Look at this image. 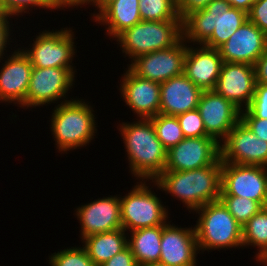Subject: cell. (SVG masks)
<instances>
[{"instance_id":"cell-17","label":"cell","mask_w":267,"mask_h":266,"mask_svg":"<svg viewBox=\"0 0 267 266\" xmlns=\"http://www.w3.org/2000/svg\"><path fill=\"white\" fill-rule=\"evenodd\" d=\"M75 215L81 225V239L122 228L119 196L103 197L76 209Z\"/></svg>"},{"instance_id":"cell-40","label":"cell","mask_w":267,"mask_h":266,"mask_svg":"<svg viewBox=\"0 0 267 266\" xmlns=\"http://www.w3.org/2000/svg\"><path fill=\"white\" fill-rule=\"evenodd\" d=\"M89 0H50L52 5L57 9H64L72 7H78L81 5H87ZM62 7V8H61Z\"/></svg>"},{"instance_id":"cell-5","label":"cell","mask_w":267,"mask_h":266,"mask_svg":"<svg viewBox=\"0 0 267 266\" xmlns=\"http://www.w3.org/2000/svg\"><path fill=\"white\" fill-rule=\"evenodd\" d=\"M195 212L200 215L194 227L199 251L243 247L242 226L220 200Z\"/></svg>"},{"instance_id":"cell-30","label":"cell","mask_w":267,"mask_h":266,"mask_svg":"<svg viewBox=\"0 0 267 266\" xmlns=\"http://www.w3.org/2000/svg\"><path fill=\"white\" fill-rule=\"evenodd\" d=\"M49 258L51 266H96L83 246L60 250Z\"/></svg>"},{"instance_id":"cell-25","label":"cell","mask_w":267,"mask_h":266,"mask_svg":"<svg viewBox=\"0 0 267 266\" xmlns=\"http://www.w3.org/2000/svg\"><path fill=\"white\" fill-rule=\"evenodd\" d=\"M165 226L141 228L130 232L128 246L138 266L159 263L162 230Z\"/></svg>"},{"instance_id":"cell-36","label":"cell","mask_w":267,"mask_h":266,"mask_svg":"<svg viewBox=\"0 0 267 266\" xmlns=\"http://www.w3.org/2000/svg\"><path fill=\"white\" fill-rule=\"evenodd\" d=\"M100 266H138L129 246Z\"/></svg>"},{"instance_id":"cell-21","label":"cell","mask_w":267,"mask_h":266,"mask_svg":"<svg viewBox=\"0 0 267 266\" xmlns=\"http://www.w3.org/2000/svg\"><path fill=\"white\" fill-rule=\"evenodd\" d=\"M223 63L218 49L203 44L197 48L187 45L184 74L202 90H213Z\"/></svg>"},{"instance_id":"cell-14","label":"cell","mask_w":267,"mask_h":266,"mask_svg":"<svg viewBox=\"0 0 267 266\" xmlns=\"http://www.w3.org/2000/svg\"><path fill=\"white\" fill-rule=\"evenodd\" d=\"M197 109L204 122L207 136L219 144L241 120V110L214 90H203Z\"/></svg>"},{"instance_id":"cell-24","label":"cell","mask_w":267,"mask_h":266,"mask_svg":"<svg viewBox=\"0 0 267 266\" xmlns=\"http://www.w3.org/2000/svg\"><path fill=\"white\" fill-rule=\"evenodd\" d=\"M126 231L116 229L113 231L94 234L83 238L82 245L96 266H100L128 246ZM128 236V237H127Z\"/></svg>"},{"instance_id":"cell-23","label":"cell","mask_w":267,"mask_h":266,"mask_svg":"<svg viewBox=\"0 0 267 266\" xmlns=\"http://www.w3.org/2000/svg\"><path fill=\"white\" fill-rule=\"evenodd\" d=\"M93 20L105 27L111 38H116L124 30L134 26L142 19L139 11V0H115L100 13L93 14Z\"/></svg>"},{"instance_id":"cell-22","label":"cell","mask_w":267,"mask_h":266,"mask_svg":"<svg viewBox=\"0 0 267 266\" xmlns=\"http://www.w3.org/2000/svg\"><path fill=\"white\" fill-rule=\"evenodd\" d=\"M203 90L184 73L160 84L159 113L177 116L196 109Z\"/></svg>"},{"instance_id":"cell-6","label":"cell","mask_w":267,"mask_h":266,"mask_svg":"<svg viewBox=\"0 0 267 266\" xmlns=\"http://www.w3.org/2000/svg\"><path fill=\"white\" fill-rule=\"evenodd\" d=\"M182 37V20H141L114 40L118 41L122 52L132 61L140 55L170 48Z\"/></svg>"},{"instance_id":"cell-8","label":"cell","mask_w":267,"mask_h":266,"mask_svg":"<svg viewBox=\"0 0 267 266\" xmlns=\"http://www.w3.org/2000/svg\"><path fill=\"white\" fill-rule=\"evenodd\" d=\"M74 39V32L70 28L55 32L44 30L33 40L31 49L21 50L35 68H67L75 75L72 66L76 54Z\"/></svg>"},{"instance_id":"cell-26","label":"cell","mask_w":267,"mask_h":266,"mask_svg":"<svg viewBox=\"0 0 267 266\" xmlns=\"http://www.w3.org/2000/svg\"><path fill=\"white\" fill-rule=\"evenodd\" d=\"M243 247H257L256 261L264 263L267 260V207L253 215L249 221L242 226Z\"/></svg>"},{"instance_id":"cell-37","label":"cell","mask_w":267,"mask_h":266,"mask_svg":"<svg viewBox=\"0 0 267 266\" xmlns=\"http://www.w3.org/2000/svg\"><path fill=\"white\" fill-rule=\"evenodd\" d=\"M11 17L0 11V62L3 59L4 50L7 51L5 48H7V44H9V36L11 35L10 32V19Z\"/></svg>"},{"instance_id":"cell-31","label":"cell","mask_w":267,"mask_h":266,"mask_svg":"<svg viewBox=\"0 0 267 266\" xmlns=\"http://www.w3.org/2000/svg\"><path fill=\"white\" fill-rule=\"evenodd\" d=\"M176 117L185 138L207 136L204 122L197 108L181 113Z\"/></svg>"},{"instance_id":"cell-9","label":"cell","mask_w":267,"mask_h":266,"mask_svg":"<svg viewBox=\"0 0 267 266\" xmlns=\"http://www.w3.org/2000/svg\"><path fill=\"white\" fill-rule=\"evenodd\" d=\"M220 195H234L267 205V170L259 165L222 162Z\"/></svg>"},{"instance_id":"cell-44","label":"cell","mask_w":267,"mask_h":266,"mask_svg":"<svg viewBox=\"0 0 267 266\" xmlns=\"http://www.w3.org/2000/svg\"><path fill=\"white\" fill-rule=\"evenodd\" d=\"M177 6L182 2V0H172Z\"/></svg>"},{"instance_id":"cell-4","label":"cell","mask_w":267,"mask_h":266,"mask_svg":"<svg viewBox=\"0 0 267 266\" xmlns=\"http://www.w3.org/2000/svg\"><path fill=\"white\" fill-rule=\"evenodd\" d=\"M83 99H72L55 106L51 118V131L60 152L86 146L97 133L93 106Z\"/></svg>"},{"instance_id":"cell-34","label":"cell","mask_w":267,"mask_h":266,"mask_svg":"<svg viewBox=\"0 0 267 266\" xmlns=\"http://www.w3.org/2000/svg\"><path fill=\"white\" fill-rule=\"evenodd\" d=\"M241 121L260 139L267 142V119L256 118L248 109L241 111Z\"/></svg>"},{"instance_id":"cell-33","label":"cell","mask_w":267,"mask_h":266,"mask_svg":"<svg viewBox=\"0 0 267 266\" xmlns=\"http://www.w3.org/2000/svg\"><path fill=\"white\" fill-rule=\"evenodd\" d=\"M247 109L256 118L267 119V85L256 83L254 96Z\"/></svg>"},{"instance_id":"cell-10","label":"cell","mask_w":267,"mask_h":266,"mask_svg":"<svg viewBox=\"0 0 267 266\" xmlns=\"http://www.w3.org/2000/svg\"><path fill=\"white\" fill-rule=\"evenodd\" d=\"M182 37L170 48L138 56L129 68L137 76L153 82L163 83L184 73L187 43Z\"/></svg>"},{"instance_id":"cell-3","label":"cell","mask_w":267,"mask_h":266,"mask_svg":"<svg viewBox=\"0 0 267 266\" xmlns=\"http://www.w3.org/2000/svg\"><path fill=\"white\" fill-rule=\"evenodd\" d=\"M120 125L131 173L139 181L155 180L165 170L167 150L157 138L152 121L139 118Z\"/></svg>"},{"instance_id":"cell-32","label":"cell","mask_w":267,"mask_h":266,"mask_svg":"<svg viewBox=\"0 0 267 266\" xmlns=\"http://www.w3.org/2000/svg\"><path fill=\"white\" fill-rule=\"evenodd\" d=\"M33 7L56 10L50 0H0V10L10 17L29 13V10Z\"/></svg>"},{"instance_id":"cell-39","label":"cell","mask_w":267,"mask_h":266,"mask_svg":"<svg viewBox=\"0 0 267 266\" xmlns=\"http://www.w3.org/2000/svg\"><path fill=\"white\" fill-rule=\"evenodd\" d=\"M255 66L256 83L267 85V47Z\"/></svg>"},{"instance_id":"cell-11","label":"cell","mask_w":267,"mask_h":266,"mask_svg":"<svg viewBox=\"0 0 267 266\" xmlns=\"http://www.w3.org/2000/svg\"><path fill=\"white\" fill-rule=\"evenodd\" d=\"M75 75L67 68H32L25 107L35 108L60 99L68 102L66 93L74 84ZM66 98V100H65Z\"/></svg>"},{"instance_id":"cell-41","label":"cell","mask_w":267,"mask_h":266,"mask_svg":"<svg viewBox=\"0 0 267 266\" xmlns=\"http://www.w3.org/2000/svg\"><path fill=\"white\" fill-rule=\"evenodd\" d=\"M231 7L236 9H240L247 14L250 12L252 5L256 2V0H226Z\"/></svg>"},{"instance_id":"cell-7","label":"cell","mask_w":267,"mask_h":266,"mask_svg":"<svg viewBox=\"0 0 267 266\" xmlns=\"http://www.w3.org/2000/svg\"><path fill=\"white\" fill-rule=\"evenodd\" d=\"M137 185L120 197L122 228L134 231L141 228L167 225L168 209L157 197L152 188H148L146 180L136 182Z\"/></svg>"},{"instance_id":"cell-29","label":"cell","mask_w":267,"mask_h":266,"mask_svg":"<svg viewBox=\"0 0 267 266\" xmlns=\"http://www.w3.org/2000/svg\"><path fill=\"white\" fill-rule=\"evenodd\" d=\"M219 200L241 226L245 225L263 207L257 201L234 195H220Z\"/></svg>"},{"instance_id":"cell-42","label":"cell","mask_w":267,"mask_h":266,"mask_svg":"<svg viewBox=\"0 0 267 266\" xmlns=\"http://www.w3.org/2000/svg\"><path fill=\"white\" fill-rule=\"evenodd\" d=\"M115 0H89L87 5H94L100 13L106 6H108L110 3H112Z\"/></svg>"},{"instance_id":"cell-16","label":"cell","mask_w":267,"mask_h":266,"mask_svg":"<svg viewBox=\"0 0 267 266\" xmlns=\"http://www.w3.org/2000/svg\"><path fill=\"white\" fill-rule=\"evenodd\" d=\"M267 47V35L249 19L218 50L223 62L254 66Z\"/></svg>"},{"instance_id":"cell-1","label":"cell","mask_w":267,"mask_h":266,"mask_svg":"<svg viewBox=\"0 0 267 266\" xmlns=\"http://www.w3.org/2000/svg\"><path fill=\"white\" fill-rule=\"evenodd\" d=\"M247 20L246 12L231 7L226 0H212L182 20L183 38L185 43L218 49Z\"/></svg>"},{"instance_id":"cell-20","label":"cell","mask_w":267,"mask_h":266,"mask_svg":"<svg viewBox=\"0 0 267 266\" xmlns=\"http://www.w3.org/2000/svg\"><path fill=\"white\" fill-rule=\"evenodd\" d=\"M121 83L119 90L124 102L139 118L149 119L159 114L160 83L143 79L129 68Z\"/></svg>"},{"instance_id":"cell-19","label":"cell","mask_w":267,"mask_h":266,"mask_svg":"<svg viewBox=\"0 0 267 266\" xmlns=\"http://www.w3.org/2000/svg\"><path fill=\"white\" fill-rule=\"evenodd\" d=\"M0 70V101L14 103L25 108L33 66L20 48L7 56Z\"/></svg>"},{"instance_id":"cell-43","label":"cell","mask_w":267,"mask_h":266,"mask_svg":"<svg viewBox=\"0 0 267 266\" xmlns=\"http://www.w3.org/2000/svg\"><path fill=\"white\" fill-rule=\"evenodd\" d=\"M143 266H167V265H164V264H161V263H150V264H145Z\"/></svg>"},{"instance_id":"cell-12","label":"cell","mask_w":267,"mask_h":266,"mask_svg":"<svg viewBox=\"0 0 267 266\" xmlns=\"http://www.w3.org/2000/svg\"><path fill=\"white\" fill-rule=\"evenodd\" d=\"M222 164L220 144L209 136L184 138L167 151L165 171H186Z\"/></svg>"},{"instance_id":"cell-35","label":"cell","mask_w":267,"mask_h":266,"mask_svg":"<svg viewBox=\"0 0 267 266\" xmlns=\"http://www.w3.org/2000/svg\"><path fill=\"white\" fill-rule=\"evenodd\" d=\"M248 19L267 35V0H256L248 13Z\"/></svg>"},{"instance_id":"cell-18","label":"cell","mask_w":267,"mask_h":266,"mask_svg":"<svg viewBox=\"0 0 267 266\" xmlns=\"http://www.w3.org/2000/svg\"><path fill=\"white\" fill-rule=\"evenodd\" d=\"M159 263L167 266H196L199 253L194 228H182L171 225L163 228L160 244Z\"/></svg>"},{"instance_id":"cell-13","label":"cell","mask_w":267,"mask_h":266,"mask_svg":"<svg viewBox=\"0 0 267 266\" xmlns=\"http://www.w3.org/2000/svg\"><path fill=\"white\" fill-rule=\"evenodd\" d=\"M220 149L222 162L267 166V142L258 138L241 120L220 144Z\"/></svg>"},{"instance_id":"cell-2","label":"cell","mask_w":267,"mask_h":266,"mask_svg":"<svg viewBox=\"0 0 267 266\" xmlns=\"http://www.w3.org/2000/svg\"><path fill=\"white\" fill-rule=\"evenodd\" d=\"M222 164H212L186 171H163L153 186L171 194L195 211L198 208L220 199Z\"/></svg>"},{"instance_id":"cell-27","label":"cell","mask_w":267,"mask_h":266,"mask_svg":"<svg viewBox=\"0 0 267 266\" xmlns=\"http://www.w3.org/2000/svg\"><path fill=\"white\" fill-rule=\"evenodd\" d=\"M149 119L155 128L157 138L167 151L185 138L176 116L159 113Z\"/></svg>"},{"instance_id":"cell-38","label":"cell","mask_w":267,"mask_h":266,"mask_svg":"<svg viewBox=\"0 0 267 266\" xmlns=\"http://www.w3.org/2000/svg\"><path fill=\"white\" fill-rule=\"evenodd\" d=\"M212 0H182L177 6L179 17L183 20L193 11L204 9Z\"/></svg>"},{"instance_id":"cell-15","label":"cell","mask_w":267,"mask_h":266,"mask_svg":"<svg viewBox=\"0 0 267 266\" xmlns=\"http://www.w3.org/2000/svg\"><path fill=\"white\" fill-rule=\"evenodd\" d=\"M255 86V66L224 62L213 90L242 111L250 106Z\"/></svg>"},{"instance_id":"cell-28","label":"cell","mask_w":267,"mask_h":266,"mask_svg":"<svg viewBox=\"0 0 267 266\" xmlns=\"http://www.w3.org/2000/svg\"><path fill=\"white\" fill-rule=\"evenodd\" d=\"M139 11L145 21L182 20L172 0H139Z\"/></svg>"}]
</instances>
